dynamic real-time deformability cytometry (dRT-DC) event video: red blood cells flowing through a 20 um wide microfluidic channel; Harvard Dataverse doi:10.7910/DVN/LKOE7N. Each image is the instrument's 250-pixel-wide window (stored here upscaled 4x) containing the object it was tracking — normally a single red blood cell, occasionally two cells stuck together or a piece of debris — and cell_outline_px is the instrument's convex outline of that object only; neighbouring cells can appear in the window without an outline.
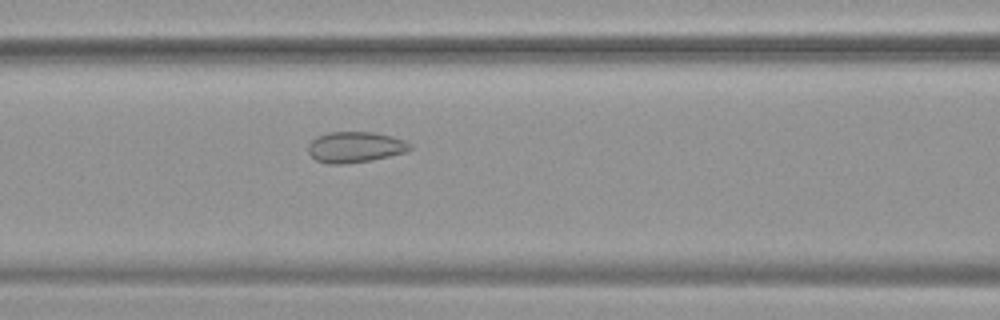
{"species": "common noctule bat (a hibernating species)", "species_latin": "Nyctalus noctula", "temperature_condition": "warm", "stored_images_in_passage": 43, "camera_frame_rate_fps": 3000, "um_per_image_px": 0.085, "animal": {"sex": "female", "body_mass_g": 19.9}, "frame": {"image": 1, "passage_image": 13, "time_ms": 4.0, "image_size_px": [1000, 320], "cell_outline_px": [[412, 148], [408, 152], [372, 160], [340, 164], [328, 164], [316, 160], [308, 152], [308, 144], [316, 136], [328, 132], [372, 132], [392, 136], [404, 140], [412, 144]], "centroid_in_image_um": [30.2, 12.5], "position_along_channel_um": 136.4, "area_um2": 18.44}}
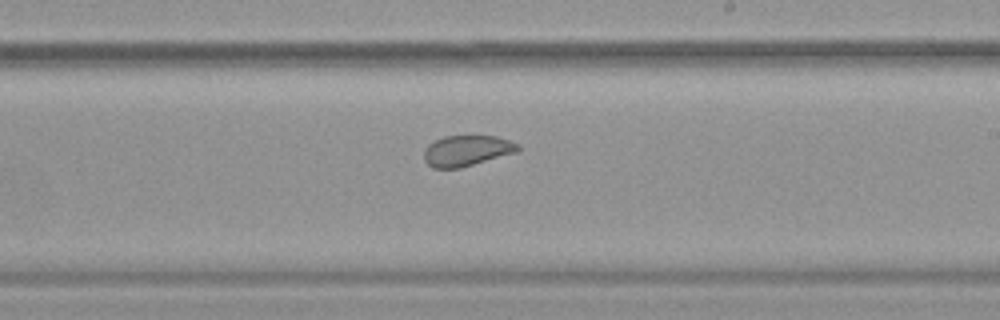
{"frame": {"image": 2, "passage_image": 22, "time_ms": 7.0, "image_size_px": [1000, 320], "cell_outline_px": [[520, 152], [460, 168], [432, 168], [424, 160], [424, 148], [428, 144], [444, 136], [496, 136], [520, 144]], "centroid_in_image_um": [39.71, 12.81], "position_along_channel_um": 249.3, "area_um2": 17.05}}
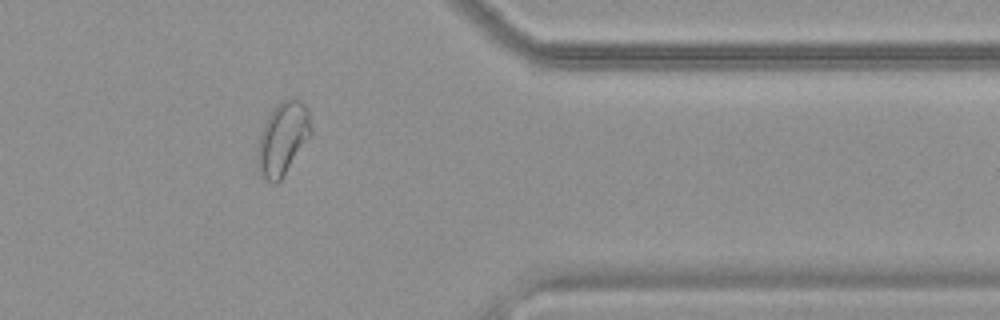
{"frame": {"image": 3, "passage_image": 34, "time_ms": 11.0, "image_size_px": [1000, 320], "cell_outline_px": [[312, 136], [280, 180], [276, 184], [272, 184], [260, 176], [256, 168], [256, 156], [260, 132], [272, 108], [276, 104], [288, 96], [300, 100], [308, 108], [312, 128]], "centroid_in_image_um": [24.03, 11.78], "position_along_channel_um": 387.4, "area_um2": 23.47}}